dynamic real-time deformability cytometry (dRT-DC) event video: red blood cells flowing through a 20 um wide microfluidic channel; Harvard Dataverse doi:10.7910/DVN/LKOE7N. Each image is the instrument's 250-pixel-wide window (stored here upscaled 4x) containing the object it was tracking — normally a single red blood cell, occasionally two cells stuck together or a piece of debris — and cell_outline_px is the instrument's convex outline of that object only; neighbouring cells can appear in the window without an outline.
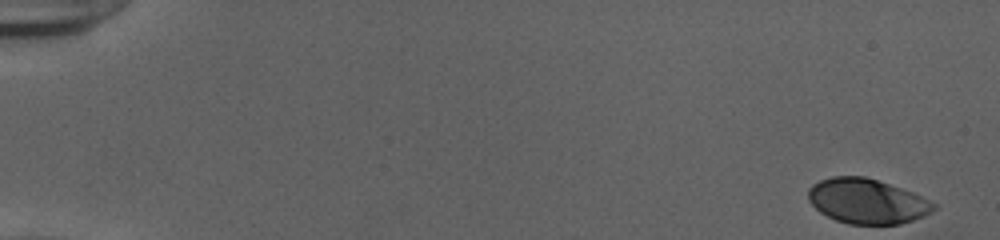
{"species": "human", "species_latin": "Homo sapiens", "temperature_condition": "cold", "stored_images_in_passage": 53, "camera_frame_rate_fps": 3000, "um_per_image_px": 0.085, "donor": {"sex": "female"}, "frame": {"image": 1, "passage_image": 1, "time_ms": 0.0, "image_size_px": [1000, 240], "cell_outline_px": [[940, 208], [924, 216], [900, 224], [848, 224], [836, 220], [820, 212], [808, 200], [808, 188], [812, 184], [820, 180], [832, 176], [864, 176], [912, 192], [936, 204]], "centroid_in_image_um": [73.69, 17.1], "position_along_channel_um": 11.3, "area_um2": 32.77}}
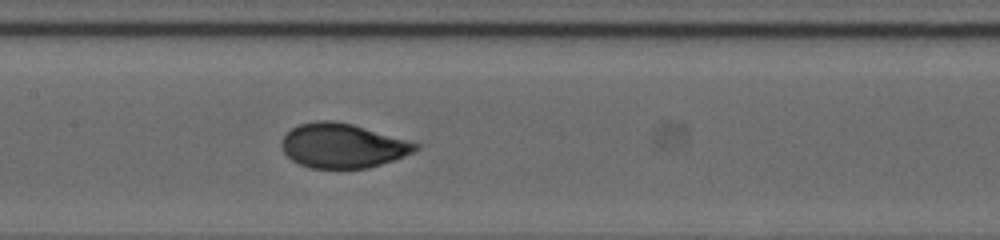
{"frame": {"image": 2, "passage_image": 27, "time_ms": 8.667, "image_size_px": [1000, 240], "cell_outline_px": [[420, 148], [404, 156], [368, 168], [312, 168], [300, 164], [292, 160], [284, 152], [280, 144], [280, 140], [292, 128], [300, 124], [316, 120], [332, 120], [352, 124], [420, 144]], "centroid_in_image_um": [29.09, 12.38], "position_along_channel_um": 178.3, "area_um2": 34.39}}
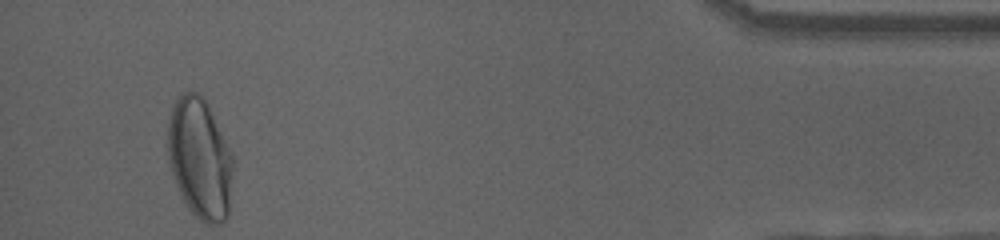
{"frame": {"image": 3, "passage_image": 50, "time_ms": 16.333, "image_size_px": [1000, 240], "cell_outline_px": [[232, 168], [228, 216], [220, 224], [204, 224], [188, 208], [176, 184], [168, 160], [168, 124], [172, 108], [176, 100], [184, 92], [200, 92], [208, 104], [232, 156]], "centroid_in_image_um": [16.97, 13.48], "position_along_channel_um": 418.2, "area_um2": 45.32}, "authors_computed_cell_mechanics": {"area_um2": 34.5066, "velocity_mm_per_s": 3.8973, "shape_relaxation_time_tau1_ms": 3.4636, "shape_relaxation_time_tau2_ms": null, "deformation_change_tau1": 0.1607, "deformation_change_tau2": null}}